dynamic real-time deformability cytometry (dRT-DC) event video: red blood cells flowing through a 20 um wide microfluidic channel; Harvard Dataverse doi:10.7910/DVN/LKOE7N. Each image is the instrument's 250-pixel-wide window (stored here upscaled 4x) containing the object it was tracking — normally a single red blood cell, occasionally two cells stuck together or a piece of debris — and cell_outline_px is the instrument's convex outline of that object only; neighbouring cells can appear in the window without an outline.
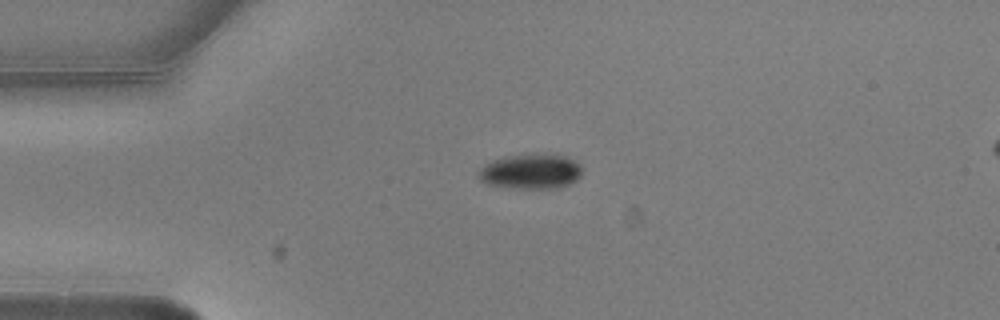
{"species": "common noctule bat (a hibernating species)", "species_latin": "Nyctalus noctula", "temperature_condition": "warm", "stored_images_in_passage": 3, "segment_of_instrument_passage": [1, 2], "camera_frame_rate_fps": 3000, "um_per_image_px": 0.085, "animal": {"sex": "male", "body_mass_g": 20.5, "forearm_length_mm": 52.5}, "frame": {"image": 1, "passage_image": 1, "time_ms": 0.0, "image_size_px": [1000, 320], "cell_outline_px": [[580, 176], [576, 180], [560, 188], [516, 188], [488, 184], [480, 180], [480, 168], [492, 160], [508, 156], [568, 156], [580, 164]], "centroid_in_image_um": [45.13, 14.6], "position_along_channel_um": 39.9, "area_um2": 20.35}}